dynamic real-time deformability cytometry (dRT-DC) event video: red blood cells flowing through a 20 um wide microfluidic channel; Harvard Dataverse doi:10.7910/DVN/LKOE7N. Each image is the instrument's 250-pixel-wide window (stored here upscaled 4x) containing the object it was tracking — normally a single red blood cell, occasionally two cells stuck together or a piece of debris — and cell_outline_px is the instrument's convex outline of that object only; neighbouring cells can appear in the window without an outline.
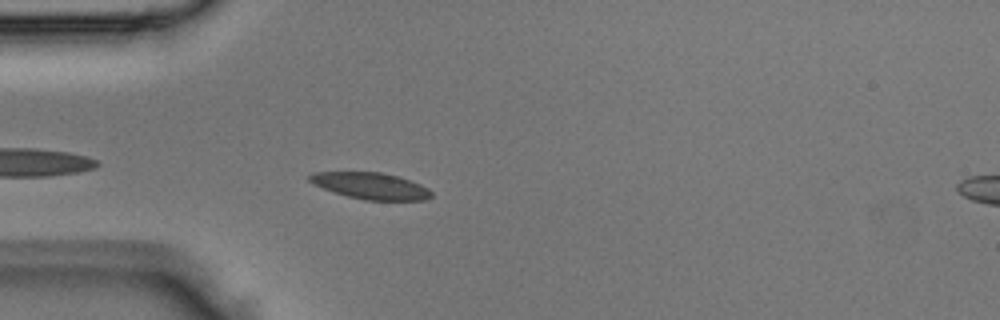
{"species": "Egyptian fruit bat (a non-hibernating species)", "species_latin": "Rousettus aegyptiacus", "temperature_condition": "room temperature", "stored_images_in_passage": 4, "camera_frame_rate_fps": 3000, "um_per_image_px": 0.085, "animal": {"sex": "male"}, "frame": {"image": 1, "passage_image": 3, "time_ms": 0.667, "image_size_px": [1000, 320], "cell_outline_px": [[432, 196], [428, 200], [364, 200], [332, 192], [312, 184], [308, 180], [308, 176], [312, 172], [380, 172], [396, 176], [420, 184], [428, 188], [432, 192]], "centroid_in_image_um": [31.48, 15.8], "position_along_channel_um": 53.5, "area_um2": 18.84}}